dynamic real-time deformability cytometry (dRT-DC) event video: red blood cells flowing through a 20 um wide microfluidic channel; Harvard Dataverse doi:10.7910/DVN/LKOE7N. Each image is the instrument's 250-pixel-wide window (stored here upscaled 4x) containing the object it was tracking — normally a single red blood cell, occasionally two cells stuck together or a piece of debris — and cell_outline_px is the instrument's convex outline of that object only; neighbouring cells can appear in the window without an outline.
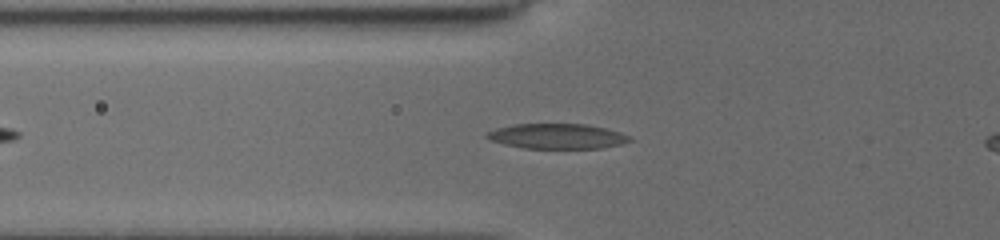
{"species": "common noctule bat (a hibernating species)", "species_latin": "Nyctalus noctula", "temperature_condition": "cold", "stored_images_in_passage": 46, "camera_frame_rate_fps": 3000, "um_per_image_px": 0.085, "animal": {"sex": "female", "body_mass_g": 19.5, "forearm_length_mm": 54.1}, "frame": {"image": 1, "passage_image": 2, "time_ms": 0.333, "image_size_px": [1000, 240], "cell_outline_px": [[632, 140], [620, 144], [604, 148], [524, 148], [504, 144], [488, 140], [484, 136], [484, 132], [496, 128], [516, 124], [588, 124], [620, 132], [628, 136]], "centroid_in_image_um": [47.29, 11.58], "position_along_channel_um": 78.5, "area_um2": 20.92}}
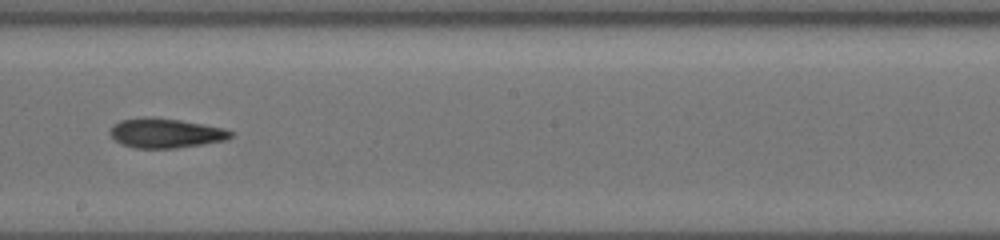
{"frame": {"image": 2, "passage_image": 29, "time_ms": 4.333, "image_size_px": [1000, 240], "cell_outline_px": [[232, 136], [224, 140], [176, 148], [136, 148], [124, 144], [116, 140], [108, 132], [112, 124], [120, 120], [144, 116], [152, 116], [180, 120], [224, 128], [232, 132]], "centroid_in_image_um": [14.02, 11.29], "position_along_channel_um": 234.2, "area_um2": 20.69}}
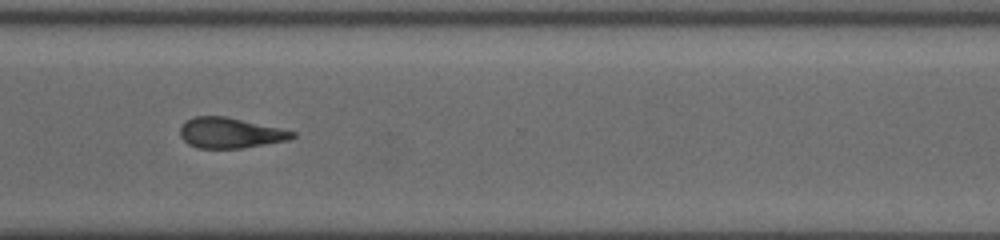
{"frame": {"image": 3, "passage_image": 45, "time_ms": 7.333, "image_size_px": [1000, 240], "cell_outline_px": [[296, 136], [288, 140], [244, 148], [196, 148], [188, 144], [180, 136], [180, 128], [188, 120], [196, 116], [224, 116], [296, 132]], "centroid_in_image_um": [19.55, 11.31], "position_along_channel_um": 351.0, "area_um2": 19.65}}